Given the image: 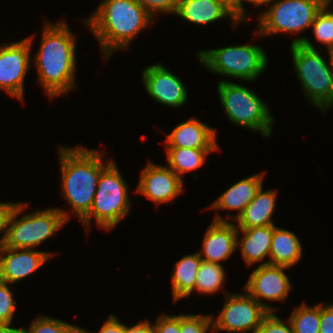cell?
I'll use <instances>...</instances> for the list:
<instances>
[{
  "instance_id": "31",
  "label": "cell",
  "mask_w": 333,
  "mask_h": 333,
  "mask_svg": "<svg viewBox=\"0 0 333 333\" xmlns=\"http://www.w3.org/2000/svg\"><path fill=\"white\" fill-rule=\"evenodd\" d=\"M287 321L288 324H285L276 314L270 312L254 333H293L291 323L289 320Z\"/></svg>"
},
{
  "instance_id": "25",
  "label": "cell",
  "mask_w": 333,
  "mask_h": 333,
  "mask_svg": "<svg viewBox=\"0 0 333 333\" xmlns=\"http://www.w3.org/2000/svg\"><path fill=\"white\" fill-rule=\"evenodd\" d=\"M225 275L221 264L202 261L196 274L195 290L202 294H214L223 288Z\"/></svg>"
},
{
  "instance_id": "23",
  "label": "cell",
  "mask_w": 333,
  "mask_h": 333,
  "mask_svg": "<svg viewBox=\"0 0 333 333\" xmlns=\"http://www.w3.org/2000/svg\"><path fill=\"white\" fill-rule=\"evenodd\" d=\"M202 261L201 256L197 252L185 255L176 262L171 277L174 302L192 295V292L195 290L196 274Z\"/></svg>"
},
{
  "instance_id": "30",
  "label": "cell",
  "mask_w": 333,
  "mask_h": 333,
  "mask_svg": "<svg viewBox=\"0 0 333 333\" xmlns=\"http://www.w3.org/2000/svg\"><path fill=\"white\" fill-rule=\"evenodd\" d=\"M213 316L211 315H180L181 333H207L213 330Z\"/></svg>"
},
{
  "instance_id": "2",
  "label": "cell",
  "mask_w": 333,
  "mask_h": 333,
  "mask_svg": "<svg viewBox=\"0 0 333 333\" xmlns=\"http://www.w3.org/2000/svg\"><path fill=\"white\" fill-rule=\"evenodd\" d=\"M154 17L135 0H103L84 23L92 30L104 58L129 46Z\"/></svg>"
},
{
  "instance_id": "20",
  "label": "cell",
  "mask_w": 333,
  "mask_h": 333,
  "mask_svg": "<svg viewBox=\"0 0 333 333\" xmlns=\"http://www.w3.org/2000/svg\"><path fill=\"white\" fill-rule=\"evenodd\" d=\"M276 191H263V186L261 185L254 199L246 206L238 219L235 220L239 228L275 225L271 221V217L276 207Z\"/></svg>"
},
{
  "instance_id": "21",
  "label": "cell",
  "mask_w": 333,
  "mask_h": 333,
  "mask_svg": "<svg viewBox=\"0 0 333 333\" xmlns=\"http://www.w3.org/2000/svg\"><path fill=\"white\" fill-rule=\"evenodd\" d=\"M273 230L274 225L238 228L243 234L239 244L241 255L248 266L264 261L270 255Z\"/></svg>"
},
{
  "instance_id": "19",
  "label": "cell",
  "mask_w": 333,
  "mask_h": 333,
  "mask_svg": "<svg viewBox=\"0 0 333 333\" xmlns=\"http://www.w3.org/2000/svg\"><path fill=\"white\" fill-rule=\"evenodd\" d=\"M263 176L264 173L255 174L233 184L211 204V208L219 210H237L235 216L227 214V217L228 219H238L246 206L254 199L258 189L261 187Z\"/></svg>"
},
{
  "instance_id": "22",
  "label": "cell",
  "mask_w": 333,
  "mask_h": 333,
  "mask_svg": "<svg viewBox=\"0 0 333 333\" xmlns=\"http://www.w3.org/2000/svg\"><path fill=\"white\" fill-rule=\"evenodd\" d=\"M302 256V246L297 236L274 225L269 260L261 265L271 264L292 267Z\"/></svg>"
},
{
  "instance_id": "17",
  "label": "cell",
  "mask_w": 333,
  "mask_h": 333,
  "mask_svg": "<svg viewBox=\"0 0 333 333\" xmlns=\"http://www.w3.org/2000/svg\"><path fill=\"white\" fill-rule=\"evenodd\" d=\"M216 131L196 118L180 123L166 136V147L219 148Z\"/></svg>"
},
{
  "instance_id": "6",
  "label": "cell",
  "mask_w": 333,
  "mask_h": 333,
  "mask_svg": "<svg viewBox=\"0 0 333 333\" xmlns=\"http://www.w3.org/2000/svg\"><path fill=\"white\" fill-rule=\"evenodd\" d=\"M196 55L209 71L240 81L256 80L268 64L265 51L253 44L200 50Z\"/></svg>"
},
{
  "instance_id": "14",
  "label": "cell",
  "mask_w": 333,
  "mask_h": 333,
  "mask_svg": "<svg viewBox=\"0 0 333 333\" xmlns=\"http://www.w3.org/2000/svg\"><path fill=\"white\" fill-rule=\"evenodd\" d=\"M136 192L160 205L183 192V180L168 166L149 162L141 172Z\"/></svg>"
},
{
  "instance_id": "35",
  "label": "cell",
  "mask_w": 333,
  "mask_h": 333,
  "mask_svg": "<svg viewBox=\"0 0 333 333\" xmlns=\"http://www.w3.org/2000/svg\"><path fill=\"white\" fill-rule=\"evenodd\" d=\"M322 304L319 333H333V304Z\"/></svg>"
},
{
  "instance_id": "16",
  "label": "cell",
  "mask_w": 333,
  "mask_h": 333,
  "mask_svg": "<svg viewBox=\"0 0 333 333\" xmlns=\"http://www.w3.org/2000/svg\"><path fill=\"white\" fill-rule=\"evenodd\" d=\"M54 254L0 246V281L15 283L38 270Z\"/></svg>"
},
{
  "instance_id": "28",
  "label": "cell",
  "mask_w": 333,
  "mask_h": 333,
  "mask_svg": "<svg viewBox=\"0 0 333 333\" xmlns=\"http://www.w3.org/2000/svg\"><path fill=\"white\" fill-rule=\"evenodd\" d=\"M332 0H326L324 6L317 13L311 28L315 38L326 45L327 50L333 52V14L328 9Z\"/></svg>"
},
{
  "instance_id": "40",
  "label": "cell",
  "mask_w": 333,
  "mask_h": 333,
  "mask_svg": "<svg viewBox=\"0 0 333 333\" xmlns=\"http://www.w3.org/2000/svg\"><path fill=\"white\" fill-rule=\"evenodd\" d=\"M332 74H333V70H332ZM332 105H333V79H332V95H331V100H330V102L321 111L322 112L327 111L328 109H330V106H332Z\"/></svg>"
},
{
  "instance_id": "36",
  "label": "cell",
  "mask_w": 333,
  "mask_h": 333,
  "mask_svg": "<svg viewBox=\"0 0 333 333\" xmlns=\"http://www.w3.org/2000/svg\"><path fill=\"white\" fill-rule=\"evenodd\" d=\"M125 325L110 314L108 319L103 323L99 333H124Z\"/></svg>"
},
{
  "instance_id": "32",
  "label": "cell",
  "mask_w": 333,
  "mask_h": 333,
  "mask_svg": "<svg viewBox=\"0 0 333 333\" xmlns=\"http://www.w3.org/2000/svg\"><path fill=\"white\" fill-rule=\"evenodd\" d=\"M142 5L153 17L155 13H176L179 0H135Z\"/></svg>"
},
{
  "instance_id": "5",
  "label": "cell",
  "mask_w": 333,
  "mask_h": 333,
  "mask_svg": "<svg viewBox=\"0 0 333 333\" xmlns=\"http://www.w3.org/2000/svg\"><path fill=\"white\" fill-rule=\"evenodd\" d=\"M130 204L127 184L111 161L101 171L92 207L81 221L88 229L94 218L99 227L111 230L129 213Z\"/></svg>"
},
{
  "instance_id": "4",
  "label": "cell",
  "mask_w": 333,
  "mask_h": 333,
  "mask_svg": "<svg viewBox=\"0 0 333 333\" xmlns=\"http://www.w3.org/2000/svg\"><path fill=\"white\" fill-rule=\"evenodd\" d=\"M290 49L295 73L307 99L322 110L332 95L333 52L328 51L329 66L308 38L294 39Z\"/></svg>"
},
{
  "instance_id": "1",
  "label": "cell",
  "mask_w": 333,
  "mask_h": 333,
  "mask_svg": "<svg viewBox=\"0 0 333 333\" xmlns=\"http://www.w3.org/2000/svg\"><path fill=\"white\" fill-rule=\"evenodd\" d=\"M65 21L46 22L35 56L38 80L49 98L67 94L75 87L76 37Z\"/></svg>"
},
{
  "instance_id": "37",
  "label": "cell",
  "mask_w": 333,
  "mask_h": 333,
  "mask_svg": "<svg viewBox=\"0 0 333 333\" xmlns=\"http://www.w3.org/2000/svg\"><path fill=\"white\" fill-rule=\"evenodd\" d=\"M124 333H154V330L149 321H144L131 327L125 325Z\"/></svg>"
},
{
  "instance_id": "11",
  "label": "cell",
  "mask_w": 333,
  "mask_h": 333,
  "mask_svg": "<svg viewBox=\"0 0 333 333\" xmlns=\"http://www.w3.org/2000/svg\"><path fill=\"white\" fill-rule=\"evenodd\" d=\"M33 36L0 46V88L16 99L24 96V80L30 67Z\"/></svg>"
},
{
  "instance_id": "18",
  "label": "cell",
  "mask_w": 333,
  "mask_h": 333,
  "mask_svg": "<svg viewBox=\"0 0 333 333\" xmlns=\"http://www.w3.org/2000/svg\"><path fill=\"white\" fill-rule=\"evenodd\" d=\"M175 15L197 25L216 22L226 16L233 25L240 23L235 14L218 0H179Z\"/></svg>"
},
{
  "instance_id": "26",
  "label": "cell",
  "mask_w": 333,
  "mask_h": 333,
  "mask_svg": "<svg viewBox=\"0 0 333 333\" xmlns=\"http://www.w3.org/2000/svg\"><path fill=\"white\" fill-rule=\"evenodd\" d=\"M321 304L308 306L301 304L293 310L289 321L293 333H319L320 331Z\"/></svg>"
},
{
  "instance_id": "24",
  "label": "cell",
  "mask_w": 333,
  "mask_h": 333,
  "mask_svg": "<svg viewBox=\"0 0 333 333\" xmlns=\"http://www.w3.org/2000/svg\"><path fill=\"white\" fill-rule=\"evenodd\" d=\"M215 150L218 148L166 147L169 168L182 179V174L201 168L209 152Z\"/></svg>"
},
{
  "instance_id": "29",
  "label": "cell",
  "mask_w": 333,
  "mask_h": 333,
  "mask_svg": "<svg viewBox=\"0 0 333 333\" xmlns=\"http://www.w3.org/2000/svg\"><path fill=\"white\" fill-rule=\"evenodd\" d=\"M8 285V283L0 281V327L16 332L17 328H11L10 326L16 311V301L13 299Z\"/></svg>"
},
{
  "instance_id": "10",
  "label": "cell",
  "mask_w": 333,
  "mask_h": 333,
  "mask_svg": "<svg viewBox=\"0 0 333 333\" xmlns=\"http://www.w3.org/2000/svg\"><path fill=\"white\" fill-rule=\"evenodd\" d=\"M270 312L247 292L226 294L225 304L219 315L212 319L213 332L254 333Z\"/></svg>"
},
{
  "instance_id": "39",
  "label": "cell",
  "mask_w": 333,
  "mask_h": 333,
  "mask_svg": "<svg viewBox=\"0 0 333 333\" xmlns=\"http://www.w3.org/2000/svg\"><path fill=\"white\" fill-rule=\"evenodd\" d=\"M250 2L252 3L253 5H256V6H264V5H270L272 1H275V0H241V22H244L245 21V18H246V12L247 10L244 9L243 7V2ZM270 3V4H269ZM246 10V11H245Z\"/></svg>"
},
{
  "instance_id": "9",
  "label": "cell",
  "mask_w": 333,
  "mask_h": 333,
  "mask_svg": "<svg viewBox=\"0 0 333 333\" xmlns=\"http://www.w3.org/2000/svg\"><path fill=\"white\" fill-rule=\"evenodd\" d=\"M325 0H275L259 16V35L301 33L310 28Z\"/></svg>"
},
{
  "instance_id": "27",
  "label": "cell",
  "mask_w": 333,
  "mask_h": 333,
  "mask_svg": "<svg viewBox=\"0 0 333 333\" xmlns=\"http://www.w3.org/2000/svg\"><path fill=\"white\" fill-rule=\"evenodd\" d=\"M15 333H89L83 328L71 325L59 319L39 316L34 319L29 330L18 328Z\"/></svg>"
},
{
  "instance_id": "13",
  "label": "cell",
  "mask_w": 333,
  "mask_h": 333,
  "mask_svg": "<svg viewBox=\"0 0 333 333\" xmlns=\"http://www.w3.org/2000/svg\"><path fill=\"white\" fill-rule=\"evenodd\" d=\"M142 78L145 90L155 101L175 108L187 102V90L181 79L162 64L147 66L142 73Z\"/></svg>"
},
{
  "instance_id": "41",
  "label": "cell",
  "mask_w": 333,
  "mask_h": 333,
  "mask_svg": "<svg viewBox=\"0 0 333 333\" xmlns=\"http://www.w3.org/2000/svg\"><path fill=\"white\" fill-rule=\"evenodd\" d=\"M0 333H15L13 330L0 327Z\"/></svg>"
},
{
  "instance_id": "7",
  "label": "cell",
  "mask_w": 333,
  "mask_h": 333,
  "mask_svg": "<svg viewBox=\"0 0 333 333\" xmlns=\"http://www.w3.org/2000/svg\"><path fill=\"white\" fill-rule=\"evenodd\" d=\"M217 91L225 114L233 124L259 131L265 137L271 135L274 119L268 104L261 101L257 93L226 80L218 83Z\"/></svg>"
},
{
  "instance_id": "3",
  "label": "cell",
  "mask_w": 333,
  "mask_h": 333,
  "mask_svg": "<svg viewBox=\"0 0 333 333\" xmlns=\"http://www.w3.org/2000/svg\"><path fill=\"white\" fill-rule=\"evenodd\" d=\"M62 193L80 221L89 213L101 171L111 162L103 164L104 154L98 150L60 146Z\"/></svg>"
},
{
  "instance_id": "12",
  "label": "cell",
  "mask_w": 333,
  "mask_h": 333,
  "mask_svg": "<svg viewBox=\"0 0 333 333\" xmlns=\"http://www.w3.org/2000/svg\"><path fill=\"white\" fill-rule=\"evenodd\" d=\"M285 266L278 265H259L250 274L249 280L245 285V291L256 299L269 312H273L275 307H271L262 301V298L269 301H282L287 297L291 283L285 274Z\"/></svg>"
},
{
  "instance_id": "8",
  "label": "cell",
  "mask_w": 333,
  "mask_h": 333,
  "mask_svg": "<svg viewBox=\"0 0 333 333\" xmlns=\"http://www.w3.org/2000/svg\"><path fill=\"white\" fill-rule=\"evenodd\" d=\"M27 205V203H19L13 212L3 246L34 249L53 236L70 219L68 211L59 208L38 210L16 219L18 215L22 214L21 212Z\"/></svg>"
},
{
  "instance_id": "15",
  "label": "cell",
  "mask_w": 333,
  "mask_h": 333,
  "mask_svg": "<svg viewBox=\"0 0 333 333\" xmlns=\"http://www.w3.org/2000/svg\"><path fill=\"white\" fill-rule=\"evenodd\" d=\"M239 234L235 224L224 220L219 214L216 215L206 230L202 250L198 252L202 260L220 264L228 259L237 249Z\"/></svg>"
},
{
  "instance_id": "34",
  "label": "cell",
  "mask_w": 333,
  "mask_h": 333,
  "mask_svg": "<svg viewBox=\"0 0 333 333\" xmlns=\"http://www.w3.org/2000/svg\"><path fill=\"white\" fill-rule=\"evenodd\" d=\"M18 204H19L18 202L17 203L0 202V232L2 231L5 232V233L3 232V236L0 239V246L3 245V243L6 240L8 234L9 222Z\"/></svg>"
},
{
  "instance_id": "38",
  "label": "cell",
  "mask_w": 333,
  "mask_h": 333,
  "mask_svg": "<svg viewBox=\"0 0 333 333\" xmlns=\"http://www.w3.org/2000/svg\"><path fill=\"white\" fill-rule=\"evenodd\" d=\"M227 6L236 16L239 22H241V0H218Z\"/></svg>"
},
{
  "instance_id": "33",
  "label": "cell",
  "mask_w": 333,
  "mask_h": 333,
  "mask_svg": "<svg viewBox=\"0 0 333 333\" xmlns=\"http://www.w3.org/2000/svg\"><path fill=\"white\" fill-rule=\"evenodd\" d=\"M154 333H181L180 315H162L158 316L153 325Z\"/></svg>"
}]
</instances>
